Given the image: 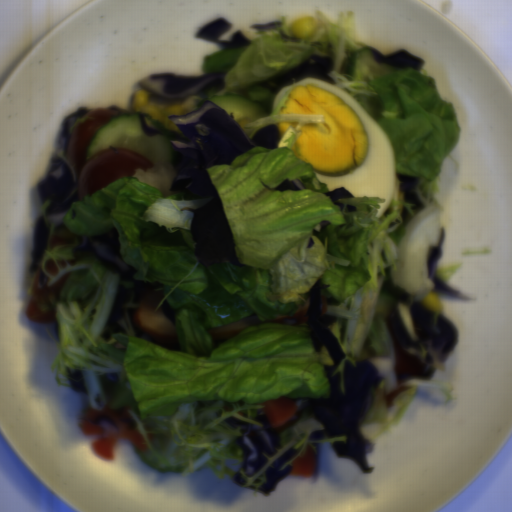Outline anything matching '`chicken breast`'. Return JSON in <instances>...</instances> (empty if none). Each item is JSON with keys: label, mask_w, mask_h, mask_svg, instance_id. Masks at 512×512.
<instances>
[{"label": "chicken breast", "mask_w": 512, "mask_h": 512, "mask_svg": "<svg viewBox=\"0 0 512 512\" xmlns=\"http://www.w3.org/2000/svg\"><path fill=\"white\" fill-rule=\"evenodd\" d=\"M164 296L160 291H154L141 299L133 311V322L158 344L179 343L174 323L166 318L161 307L156 311Z\"/></svg>", "instance_id": "obj_1"}, {"label": "chicken breast", "mask_w": 512, "mask_h": 512, "mask_svg": "<svg viewBox=\"0 0 512 512\" xmlns=\"http://www.w3.org/2000/svg\"><path fill=\"white\" fill-rule=\"evenodd\" d=\"M310 310V302H305L300 306V308L296 311L294 315H282L277 316L268 321L261 320L258 316L250 315L244 320L237 321L234 323H230L227 325H223L216 328L207 329L212 340L216 342H221L225 340H229L233 336L241 333L247 328L261 325V324H273V323H284V322H294L296 327L302 323L307 321L308 316H305V313Z\"/></svg>", "instance_id": "obj_2"}]
</instances>
